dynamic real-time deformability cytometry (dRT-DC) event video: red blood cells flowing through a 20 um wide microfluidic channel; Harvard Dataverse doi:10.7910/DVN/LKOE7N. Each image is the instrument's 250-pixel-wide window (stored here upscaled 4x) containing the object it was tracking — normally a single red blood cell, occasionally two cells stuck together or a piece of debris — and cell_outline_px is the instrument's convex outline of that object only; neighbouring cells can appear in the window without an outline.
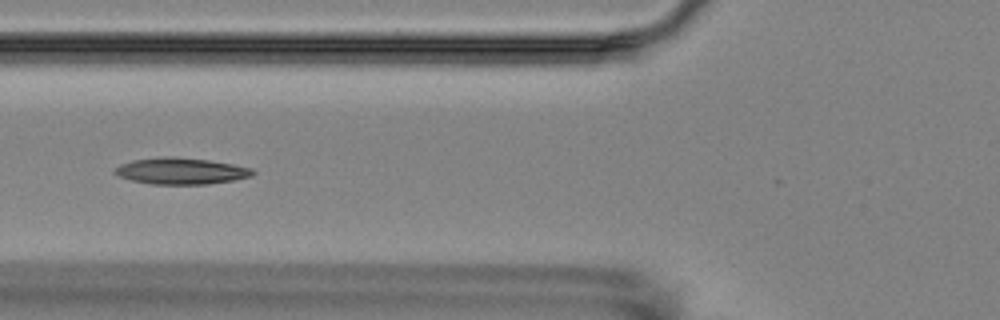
{"species": "Egyptian fruit bat (a non-hibernating species)", "species_latin": "Rousettus aegyptiacus", "temperature_condition": "room temperature", "stored_images_in_passage": 6, "camera_frame_rate_fps": 3000, "um_per_image_px": 0.085, "animal": {"sex": "female"}, "frame": {"image": 1, "passage_image": 6, "time_ms": 6.667, "image_size_px": [1000, 320], "cell_outline_px": [[256, 172], [252, 176], [232, 180], [208, 184], [152, 184], [132, 180], [120, 176], [112, 172], [112, 168], [120, 164], [132, 160], [156, 156], [176, 156], [208, 160], [232, 164], [252, 168]], "centroid_in_image_um": [15.34, 14.52], "position_along_channel_um": 110.5, "area_um2": 21.44}}